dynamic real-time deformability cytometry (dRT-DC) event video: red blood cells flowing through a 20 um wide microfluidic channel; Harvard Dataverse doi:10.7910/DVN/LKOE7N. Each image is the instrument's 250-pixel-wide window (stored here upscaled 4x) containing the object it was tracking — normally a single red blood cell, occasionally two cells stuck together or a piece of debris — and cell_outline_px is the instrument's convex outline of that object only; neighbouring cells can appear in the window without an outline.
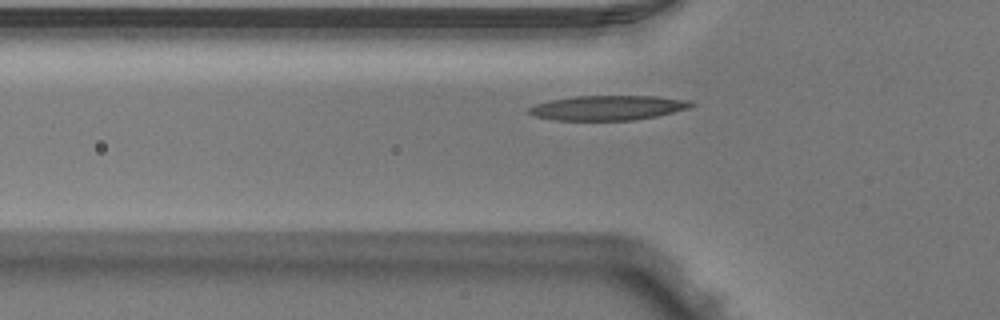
{"species": "Egyptian fruit bat (a non-hibernating species)", "species_latin": "Rousettus aegyptiacus", "temperature_condition": "warm", "stored_images_in_passage": 40, "camera_frame_rate_fps": 3000, "um_per_image_px": 0.085, "animal": {"sex": "male"}, "frame": {"image": 1, "passage_image": 9, "time_ms": 2.667, "image_size_px": [1000, 320], "cell_outline_px": [[696, 104], [688, 108], [656, 116], [632, 120], [556, 120], [536, 116], [528, 112], [528, 108], [536, 104], [548, 100], [572, 96], [656, 96], [692, 100]], "centroid_in_image_um": [51.68, 9.15], "position_along_channel_um": 74.1, "area_um2": 23.35}}
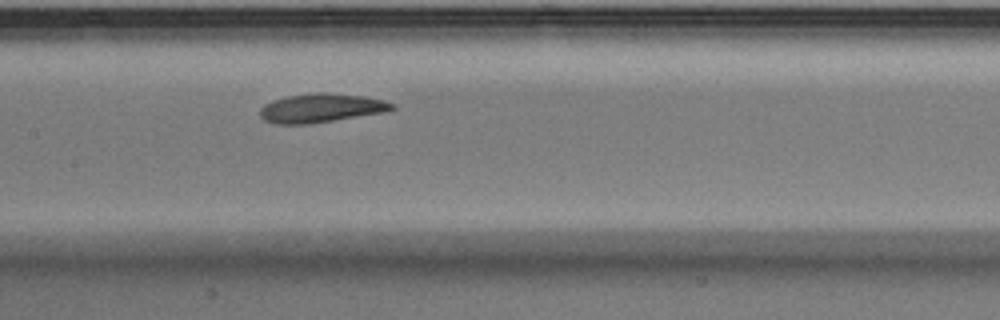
{"frame": {"image": 2, "passage_image": 17, "time_ms": 5.333, "image_size_px": [1000, 320], "cell_outline_px": [[396, 108], [388, 112], [312, 124], [272, 124], [264, 120], [260, 116], [260, 108], [264, 104], [272, 100], [288, 96], [316, 92], [324, 92], [364, 96], [384, 100], [396, 104]], "centroid_in_image_um": [27.33, 9.19], "position_along_channel_um": 180.1, "area_um2": 22.66}}
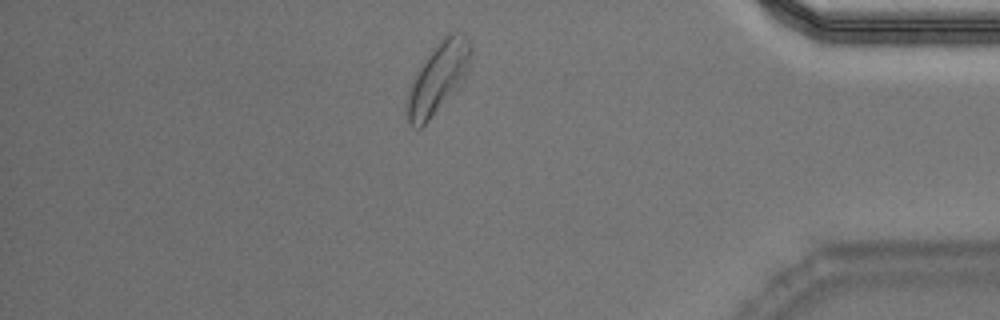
{"frame": {"image": 3, "passage_image": 36, "time_ms": 11.667, "image_size_px": [1000, 320], "cell_outline_px": [[472, 56], [456, 84], [428, 120], [420, 128], [416, 128], [408, 124], [408, 92], [424, 60], [432, 48], [448, 32], [456, 28], [464, 32], [472, 48]], "centroid_in_image_um": [37.22, 6.49], "position_along_channel_um": 398.0, "area_um2": 24.57}, "authors_computed_cell_mechanics": {"area_um2": 21.9929, "velocity_mm_per_s": 3.9406, "shape_relaxation_time_tau1_ms": 6.1342, "shape_relaxation_time_tau2_ms": 2.5506, "deformation_change_tau1": 0.2095, "deformation_change_tau2": 0.0952}}